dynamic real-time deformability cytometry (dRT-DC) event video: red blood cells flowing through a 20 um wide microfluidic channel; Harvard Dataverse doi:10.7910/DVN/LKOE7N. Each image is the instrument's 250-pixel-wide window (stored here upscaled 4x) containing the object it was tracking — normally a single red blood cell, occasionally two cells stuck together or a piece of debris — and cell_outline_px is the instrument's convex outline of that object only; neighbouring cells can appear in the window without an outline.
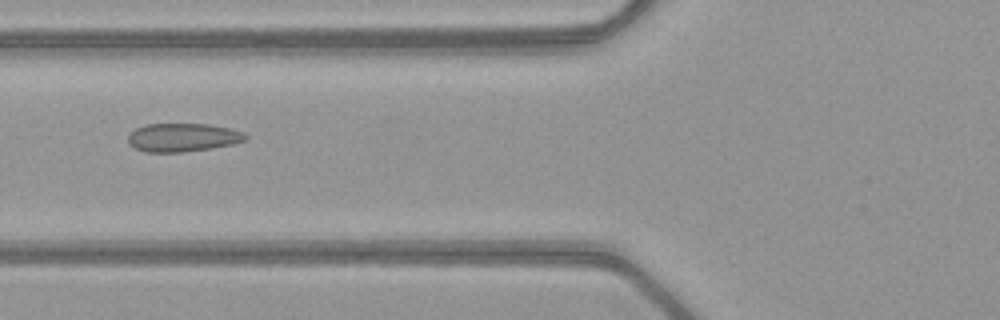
{"species": "common noctule bat (a hibernating species)", "species_latin": "Nyctalus noctula", "temperature_condition": "warm", "stored_images_in_passage": 24, "camera_frame_rate_fps": 3000, "um_per_image_px": 0.085, "animal": {"sex": "female", "body_mass_g": 21.9}, "frame": {"image": 1, "passage_image": 21, "time_ms": 6.667, "image_size_px": [1000, 320], "cell_outline_px": [[248, 140], [232, 144], [184, 152], [144, 152], [128, 144], [128, 136], [136, 128], [144, 124], [208, 124], [228, 128], [244, 132], [248, 136]], "centroid_in_image_um": [15.53, 11.68], "position_along_channel_um": 110.3, "area_um2": 19.42}}
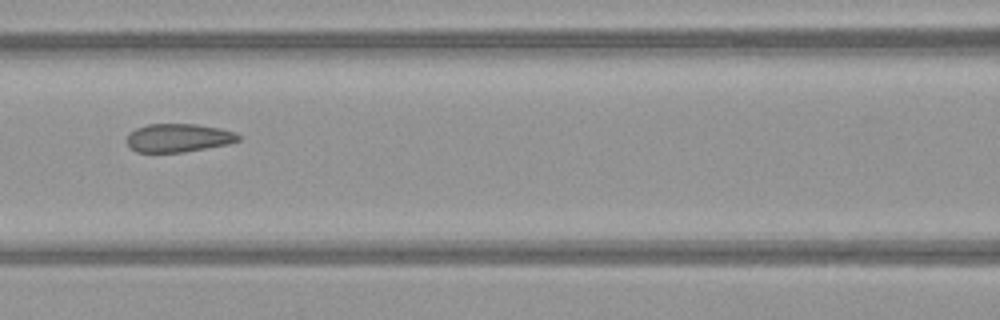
{"frame": {"image": 2, "passage_image": 24, "time_ms": 7.667, "image_size_px": [1000, 320], "cell_outline_px": [[240, 140], [228, 144], [184, 152], [136, 152], [124, 140], [128, 132], [136, 128], [148, 124], [196, 124], [220, 128], [236, 132], [240, 136]], "centroid_in_image_um": [15.14, 11.71], "position_along_channel_um": 151.5, "area_um2": 18.61}}